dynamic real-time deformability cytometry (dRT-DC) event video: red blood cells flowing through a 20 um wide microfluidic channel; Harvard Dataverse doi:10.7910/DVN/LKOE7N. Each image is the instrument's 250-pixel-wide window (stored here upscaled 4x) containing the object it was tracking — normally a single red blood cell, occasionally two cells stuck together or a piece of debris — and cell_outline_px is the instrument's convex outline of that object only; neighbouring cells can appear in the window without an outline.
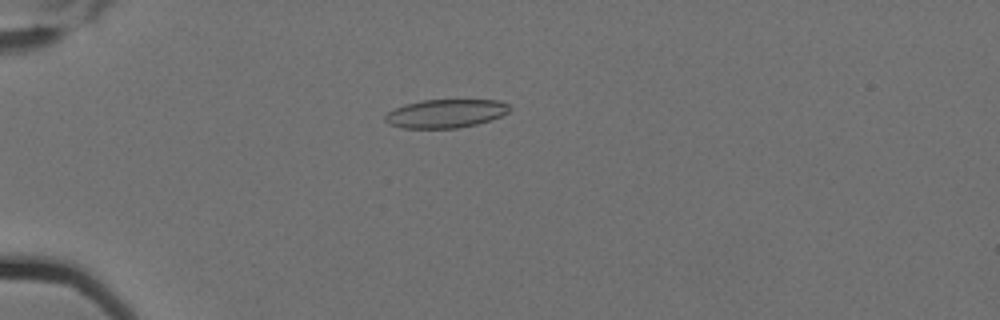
{"species": "Egyptian fruit bat (a non-hibernating species)", "species_latin": "Rousettus aegyptiacus", "temperature_condition": "cold", "stored_images_in_passage": 4, "camera_frame_rate_fps": 3000, "um_per_image_px": 0.085, "animal": {"sex": "female"}, "frame": {"image": 1, "passage_image": 1, "time_ms": 0.0, "image_size_px": [1000, 320], "cell_outline_px": [[512, 108], [508, 112], [500, 116], [476, 124], [456, 128], [404, 128], [388, 124], [384, 120], [384, 116], [388, 112], [404, 104], [424, 100], [496, 100], [508, 104]], "centroid_in_image_um": [37.86, 9.65], "position_along_channel_um": 47.1, "area_um2": 20.52}}
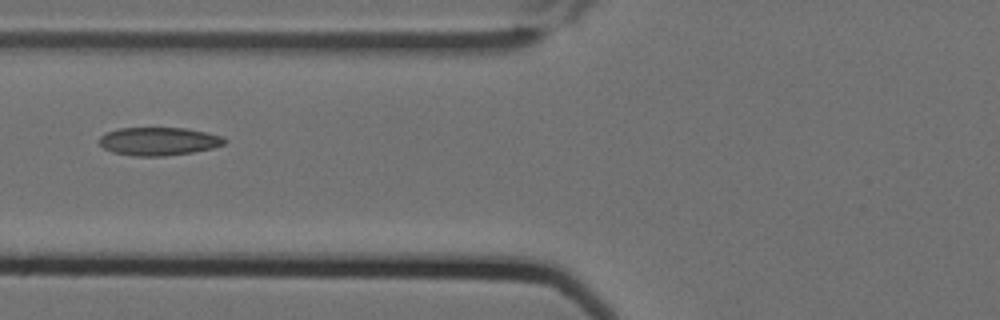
{"frame": {"image": 2, "passage_image": 3, "time_ms": 0.667, "image_size_px": [1000, 320], "cell_outline_px": [[228, 140], [224, 144], [212, 148], [192, 152], [164, 156], [132, 156], [112, 152], [104, 148], [100, 144], [100, 136], [104, 132], [120, 128], [184, 128], [208, 132], [220, 136]], "centroid_in_image_um": [13.47, 12.01], "position_along_channel_um": 112.3, "area_um2": 20.58}}
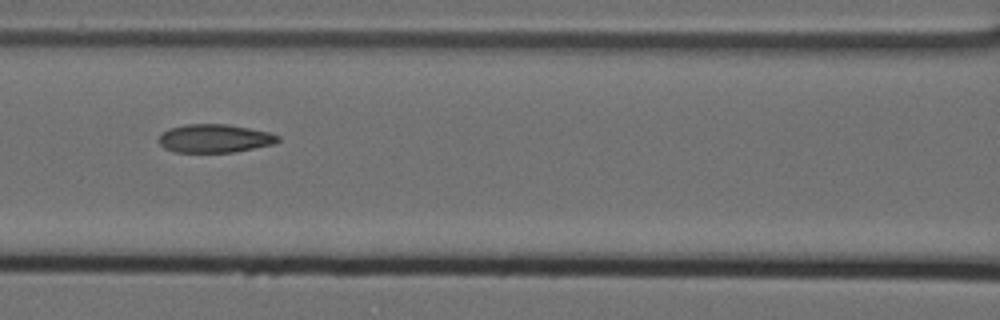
{"frame": {"image": 3, "passage_image": 4, "time_ms": 1.0, "image_size_px": [1000, 320], "cell_outline_px": [[280, 140], [276, 144], [232, 152], [172, 152], [164, 148], [160, 144], [160, 132], [168, 128], [184, 124], [228, 124], [268, 132], [280, 136]], "centroid_in_image_um": [18.23, 11.76], "position_along_channel_um": 148.4, "area_um2": 19.83}}